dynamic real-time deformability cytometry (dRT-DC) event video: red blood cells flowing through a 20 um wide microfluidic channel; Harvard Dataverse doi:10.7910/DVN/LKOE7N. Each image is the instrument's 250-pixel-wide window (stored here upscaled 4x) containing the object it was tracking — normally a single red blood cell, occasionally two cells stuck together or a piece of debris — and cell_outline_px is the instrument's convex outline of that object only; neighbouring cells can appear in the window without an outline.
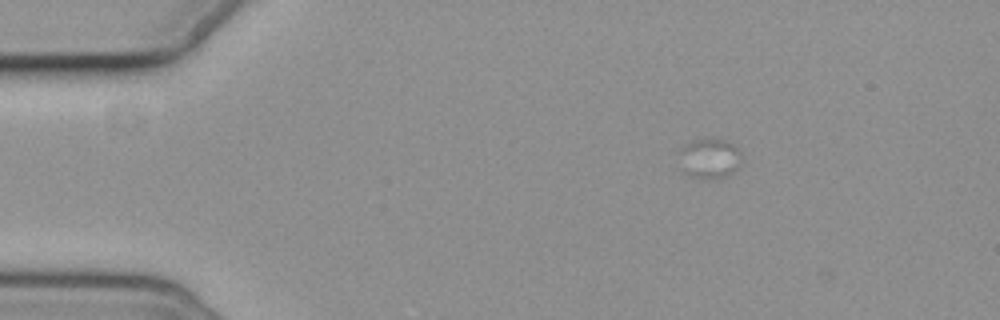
{"species": "common noctule bat (a hibernating species)", "species_latin": "Nyctalus noctula", "temperature_condition": "cold", "stored_images_in_passage": 3, "camera_frame_rate_fps": 3000, "um_per_image_px": 0.085, "animal": {"sex": "female", "body_mass_g": 19.3, "forearm_length_mm": 54.1}, "frame": {"image": 1, "passage_image": 1, "time_ms": 0.0, "image_size_px": [1000, 320], "cell_outline_px": [[740, 164], [732, 172], [724, 176], [704, 180], [692, 176], [684, 172], [680, 168], [676, 152], [692, 140], [724, 140], [732, 144], [740, 152]], "centroid_in_image_um": [60.22, 13.49], "position_along_channel_um": 24.8, "area_um2": 14.51}}